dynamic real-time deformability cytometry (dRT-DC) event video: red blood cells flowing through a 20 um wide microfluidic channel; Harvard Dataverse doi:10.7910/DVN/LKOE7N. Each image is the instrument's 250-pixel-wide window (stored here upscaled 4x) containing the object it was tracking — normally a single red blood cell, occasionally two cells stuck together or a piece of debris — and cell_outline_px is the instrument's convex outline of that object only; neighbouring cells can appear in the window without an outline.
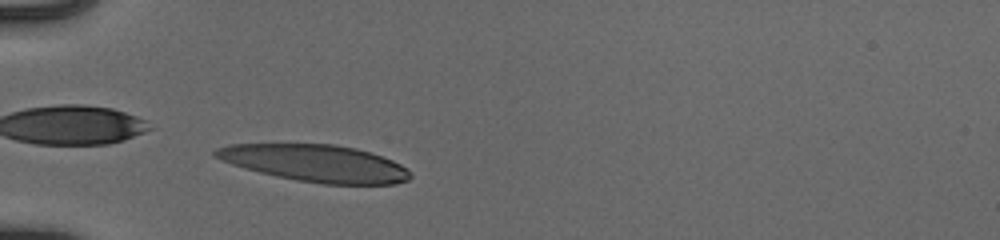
{"species": "human", "species_latin": "Homo sapiens", "temperature_condition": "cold", "stored_images_in_passage": 40, "camera_frame_rate_fps": 3000, "um_per_image_px": 0.085, "donor": {"sex": "male"}, "frame": {"image": 1, "passage_image": 7, "time_ms": 2.0, "image_size_px": [1000, 240], "cell_outline_px": [[412, 176], [408, 180], [396, 184], [324, 184], [276, 176], [244, 168], [232, 164], [216, 156], [212, 152], [216, 148], [232, 144], [332, 144], [356, 148], [392, 160], [408, 168]], "centroid_in_image_um": [26.85, 13.87], "position_along_channel_um": 58.2, "area_um2": 41.62}}
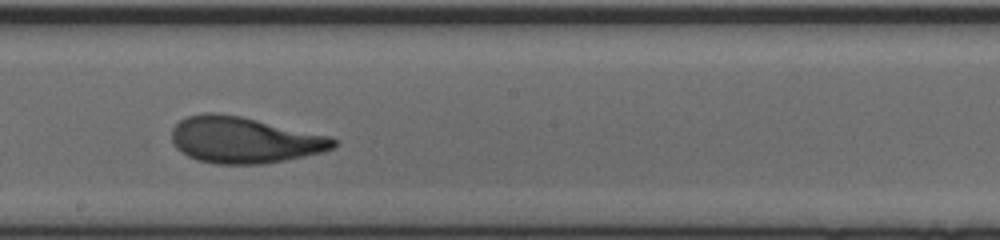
{"frame": {"image": 2, "passage_image": 21, "time_ms": 6.667, "image_size_px": [1000, 240], "cell_outline_px": [[336, 148], [324, 152], [284, 160], [260, 164], [216, 164], [196, 160], [180, 152], [176, 148], [172, 140], [172, 128], [180, 120], [188, 116], [204, 112], [216, 112], [240, 116], [332, 136], [336, 140]], "centroid_in_image_um": [20.76, 11.9], "position_along_channel_um": 227.4, "area_um2": 43.87}}
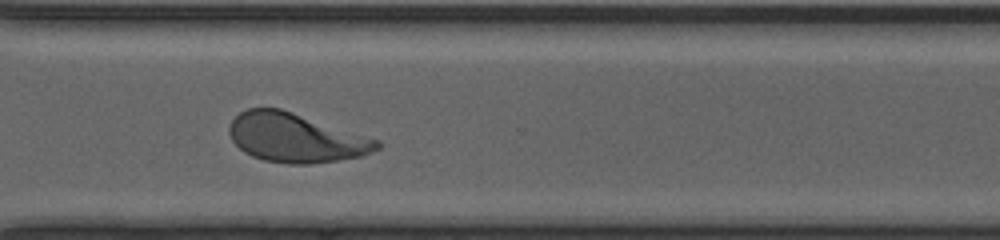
{"frame": {"image": 3, "passage_image": 30, "time_ms": 9.667, "image_size_px": [1000, 240], "cell_outline_px": [[380, 148], [372, 152], [360, 156], [336, 160], [308, 164], [288, 164], [264, 160], [252, 156], [244, 152], [232, 140], [228, 132], [228, 124], [240, 112], [248, 108], [280, 108], [380, 140]], "centroid_in_image_um": [25.11, 11.71], "position_along_channel_um": 345.5, "area_um2": 42.02}, "authors_computed_cell_mechanics": {"area_um2": 42.2229, "velocity_mm_per_s": 3.9228, "shape_relaxation_time_tau1_ms": 3.8527, "shape_relaxation_time_tau2_ms": 1.3797, "deformation_change_tau1": 0.2058, "deformation_change_tau2": 0.0907}}